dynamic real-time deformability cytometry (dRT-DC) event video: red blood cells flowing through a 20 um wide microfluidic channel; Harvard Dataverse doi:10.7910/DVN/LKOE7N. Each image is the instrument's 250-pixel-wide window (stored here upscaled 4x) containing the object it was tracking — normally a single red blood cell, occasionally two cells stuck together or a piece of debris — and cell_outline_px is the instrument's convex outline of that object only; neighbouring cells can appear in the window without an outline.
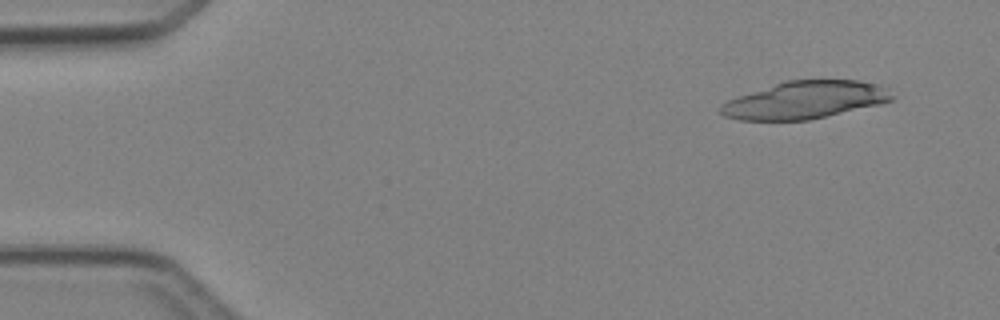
{"species": "Egyptian fruit bat (a non-hibernating species)", "species_latin": "Rousettus aegyptiacus", "temperature_condition": "cold", "stored_images_in_passage": 4, "camera_frame_rate_fps": 3000, "um_per_image_px": 0.085, "animal": {"sex": "female"}, "frame": {"image": 1, "passage_image": 1, "time_ms": 0.0, "image_size_px": [1000, 320], "cell_outline_px": [[892, 100], [880, 104], [808, 120], [740, 120], [724, 116], [720, 112], [720, 104], [728, 100], [788, 80], [856, 80], [880, 84], [892, 96]], "centroid_in_image_um": [68.42, 8.51], "position_along_channel_um": 16.6, "area_um2": 36.76}}